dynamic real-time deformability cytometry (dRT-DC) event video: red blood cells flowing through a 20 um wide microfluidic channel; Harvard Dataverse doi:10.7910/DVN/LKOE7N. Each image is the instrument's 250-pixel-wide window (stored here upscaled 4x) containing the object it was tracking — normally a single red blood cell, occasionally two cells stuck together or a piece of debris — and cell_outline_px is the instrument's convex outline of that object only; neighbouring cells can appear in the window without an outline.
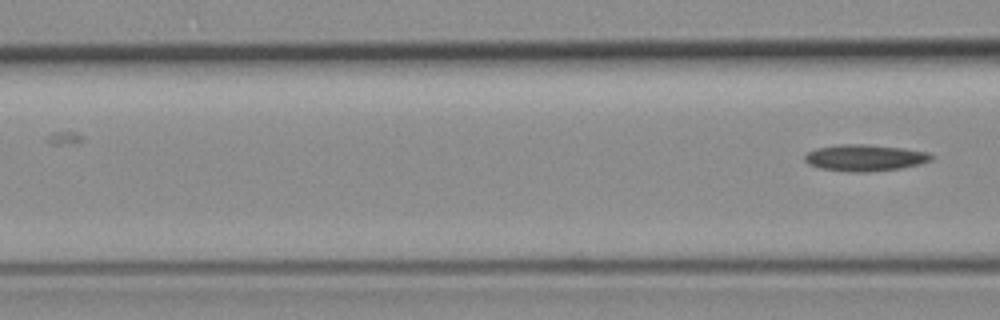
{"species": "common noctule bat (a hibernating species)", "species_latin": "Nyctalus noctula", "temperature_condition": "room temperature", "stored_images_in_passage": 5, "camera_frame_rate_fps": 3000, "um_per_image_px": 0.085, "animal": {"sex": "female", "body_mass_g": 19.3, "forearm_length_mm": 54.1}, "frame": {"image": 1, "passage_image": 5, "time_ms": 4.667, "image_size_px": [1000, 320], "cell_outline_px": [[936, 156], [932, 160], [920, 164], [904, 168], [868, 172], [848, 172], [820, 168], [808, 164], [804, 160], [804, 156], [808, 152], [820, 148], [848, 144], [860, 144], [904, 148], [928, 152]], "centroid_in_image_um": [73.58, 13.43], "position_along_channel_um": 93.0, "area_um2": 19.54}}